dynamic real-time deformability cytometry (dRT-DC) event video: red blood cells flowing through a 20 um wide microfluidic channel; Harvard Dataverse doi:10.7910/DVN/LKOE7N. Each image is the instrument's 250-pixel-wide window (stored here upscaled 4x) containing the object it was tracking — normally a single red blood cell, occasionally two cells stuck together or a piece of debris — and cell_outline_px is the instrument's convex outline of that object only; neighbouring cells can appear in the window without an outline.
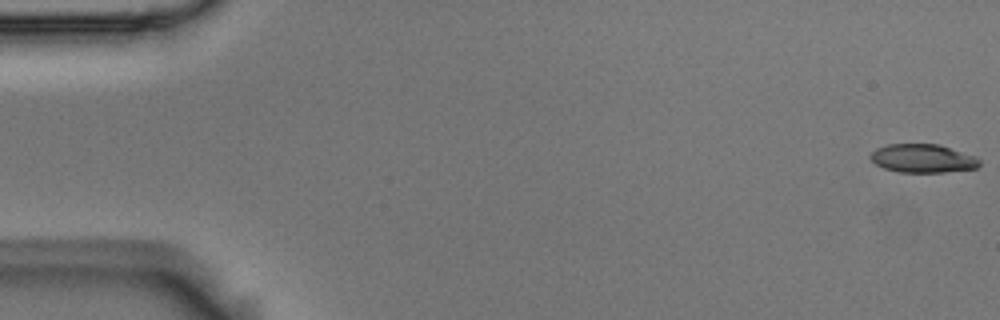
{"species": "Egyptian fruit bat (a non-hibernating species)", "species_latin": "Rousettus aegyptiacus", "temperature_condition": "room temperature", "stored_images_in_passage": 55, "camera_frame_rate_fps": 3000, "um_per_image_px": 0.085, "animal": {"sex": "male"}, "frame": {"image": 1, "passage_image": 1, "time_ms": 0.0, "image_size_px": [1000, 320], "cell_outline_px": [[980, 164], [976, 168], [944, 172], [900, 172], [884, 168], [876, 164], [868, 156], [876, 148], [888, 144], [940, 144], [976, 156], [980, 160]], "centroid_in_image_um": [78.44, 13.45], "position_along_channel_um": 6.6, "area_um2": 18.15}}
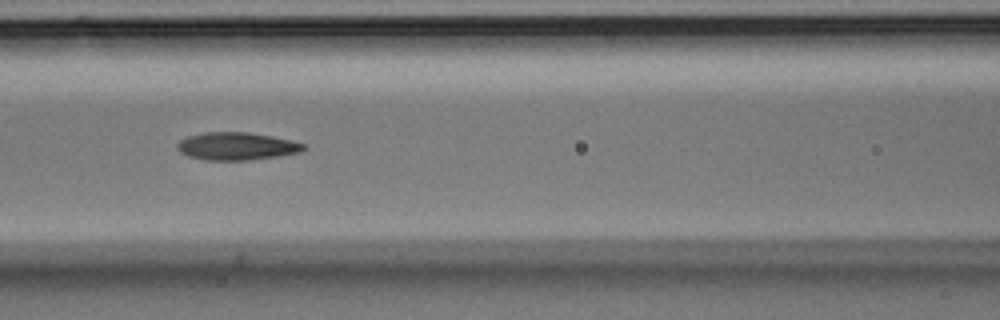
{"frame": {"image": 2, "passage_image": 24, "time_ms": 7.667, "image_size_px": [1000, 320], "cell_outline_px": [[304, 148], [300, 152], [276, 156], [248, 160], [204, 160], [188, 156], [180, 152], [176, 148], [176, 144], [180, 140], [188, 136], [204, 132], [248, 132], [272, 136], [292, 140], [304, 144]], "centroid_in_image_um": [20.07, 12.42], "position_along_channel_um": 146.5, "area_um2": 20.35}}
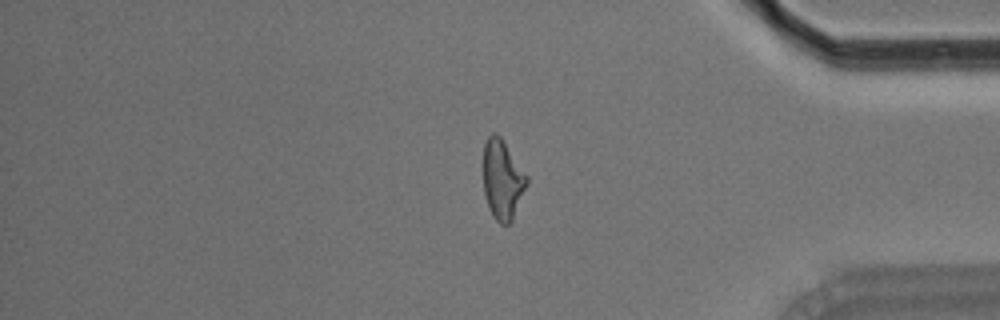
{"frame": {"image": 3, "passage_image": 46, "time_ms": 15.0, "image_size_px": [1000, 320], "cell_outline_px": [[528, 184], [512, 220], [508, 224], [500, 224], [492, 216], [488, 208], [484, 192], [484, 144], [488, 136], [492, 132], [496, 132], [500, 136], [528, 176]], "centroid_in_image_um": [42.71, 15.27], "position_along_channel_um": 392.5, "area_um2": 20.17}, "authors_computed_cell_mechanics": {"area_um2": 19.8254, "velocity_mm_per_s": 3.6893, "shape_relaxation_time_tau1_ms": 6.3035, "shape_relaxation_time_tau2_ms": 2.909, "deformation_change_tau1": 0.2074, "deformation_change_tau2": 0.1145}}